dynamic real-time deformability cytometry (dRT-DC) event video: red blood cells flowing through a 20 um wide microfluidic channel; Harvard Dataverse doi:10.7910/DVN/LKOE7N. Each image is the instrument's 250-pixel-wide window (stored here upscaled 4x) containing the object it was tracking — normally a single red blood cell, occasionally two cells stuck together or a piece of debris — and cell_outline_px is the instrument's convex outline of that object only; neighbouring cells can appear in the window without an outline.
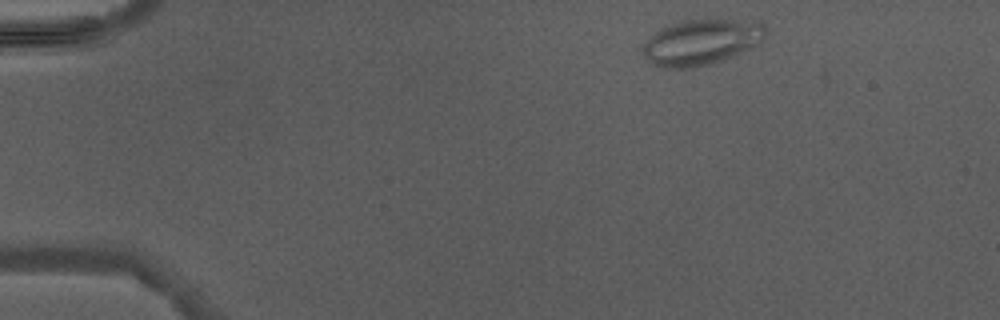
{"species": "Egyptian fruit bat (a non-hibernating species)", "species_latin": "Rousettus aegyptiacus", "temperature_condition": "warm", "stored_images_in_passage": 4, "camera_frame_rate_fps": 3000, "um_per_image_px": 0.085, "animal": {"sex": "male"}, "frame": {"image": 1, "passage_image": 1, "time_ms": 0.0, "image_size_px": [1000, 320], "cell_outline_px": [[764, 36], [756, 44], [740, 52], [720, 60], [708, 64], [692, 68], [660, 68], [652, 64], [644, 56], [640, 48], [660, 28], [680, 20], [732, 20], [764, 24]], "centroid_in_image_um": [59.5, 3.59], "position_along_channel_um": 25.5, "area_um2": 31.91}}